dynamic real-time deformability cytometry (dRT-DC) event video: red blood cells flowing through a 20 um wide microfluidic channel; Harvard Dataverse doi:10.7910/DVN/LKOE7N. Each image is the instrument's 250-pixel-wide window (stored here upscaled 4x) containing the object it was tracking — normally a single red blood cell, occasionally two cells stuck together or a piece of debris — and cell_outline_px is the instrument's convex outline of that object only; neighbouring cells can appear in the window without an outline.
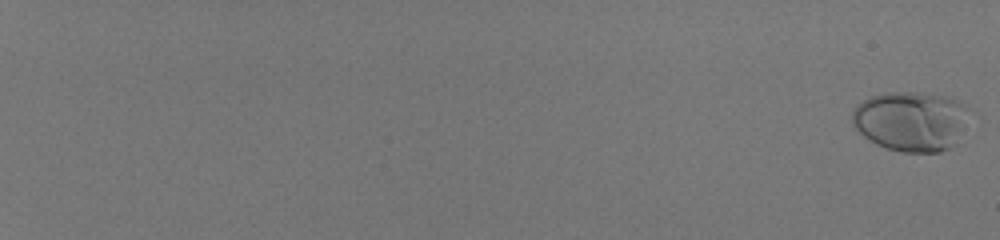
{"species": "human", "species_latin": "Homo sapiens", "temperature_condition": "room temperature", "stored_images_in_passage": 59, "camera_frame_rate_fps": 3000, "um_per_image_px": 0.085, "donor": {"sex": "male"}, "frame": {"image": 1, "passage_image": 1, "time_ms": 0.0, "image_size_px": [1000, 240], "cell_outline_px": [[968, 108], [956, 144], [940, 152], [900, 152], [884, 148], [876, 144], [864, 136], [852, 124], [852, 108], [856, 104], [872, 96], [884, 92], [916, 92], [948, 96], [960, 100]], "centroid_in_image_um": [77.39, 10.28], "position_along_channel_um": 7.6, "area_um2": 40.86}}
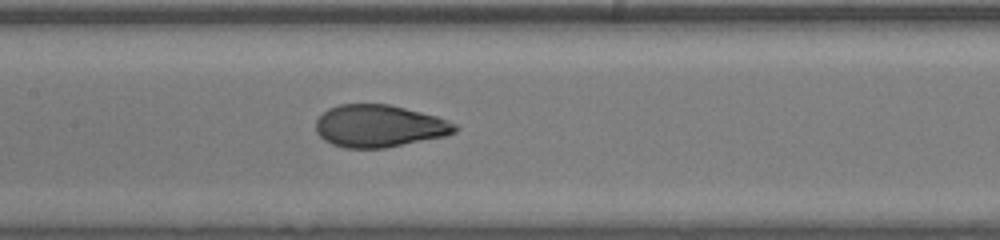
{"frame": {"image": 2, "passage_image": 36, "time_ms": 11.667, "image_size_px": [1000, 240], "cell_outline_px": [[460, 128], [456, 132], [444, 136], [384, 148], [344, 148], [332, 144], [324, 140], [316, 132], [316, 120], [328, 108], [340, 104], [388, 104], [436, 116], [460, 124]], "centroid_in_image_um": [32.25, 10.71], "position_along_channel_um": 175.2, "area_um2": 34.33}}
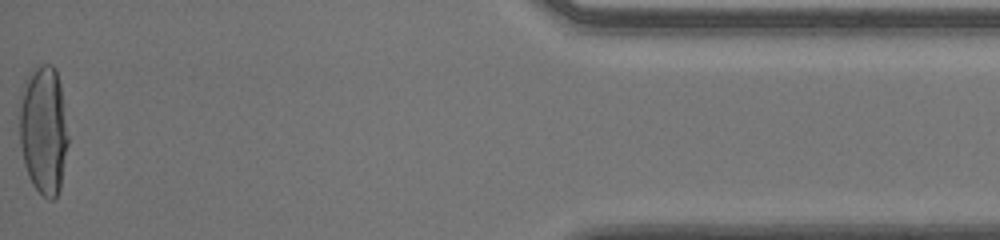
{"frame": {"image": 3, "passage_image": 59, "time_ms": 19.333, "image_size_px": [1000, 240], "cell_outline_px": [[68, 144], [60, 188], [56, 196], [52, 200], [48, 200], [32, 184], [28, 176], [24, 164], [20, 144], [20, 88], [24, 80], [32, 68], [40, 64], [52, 64], [56, 68], [60, 84], [68, 136]], "centroid_in_image_um": [3.69, 11.0], "position_along_channel_um": 431.5, "area_um2": 36.88}, "authors_computed_cell_mechanics": {"area_um2": 34.9112, "velocity_mm_per_s": 4.0733, "shape_relaxation_time_tau1_ms": 7.4247, "shape_relaxation_time_tau2_ms": null, "deformation_change_tau1": 0.2736, "deformation_change_tau2": null}}